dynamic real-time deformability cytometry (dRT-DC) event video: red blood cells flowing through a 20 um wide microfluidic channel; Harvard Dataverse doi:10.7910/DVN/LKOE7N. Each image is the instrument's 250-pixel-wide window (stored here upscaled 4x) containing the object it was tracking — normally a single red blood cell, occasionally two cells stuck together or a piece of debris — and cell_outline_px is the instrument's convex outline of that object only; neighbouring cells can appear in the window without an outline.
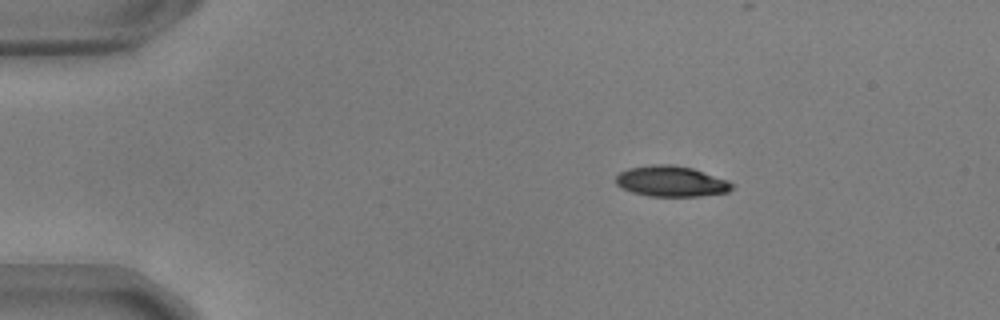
{"species": "common noctule bat (a hibernating species)", "species_latin": "Nyctalus noctula", "temperature_condition": "warm", "stored_images_in_passage": 46, "camera_frame_rate_fps": 3000, "um_per_image_px": 0.085, "animal": {"sex": "male", "body_mass_g": 17.9, "forearm_length_mm": 54.2}, "frame": {"image": 1, "passage_image": 1, "time_ms": 0.0, "image_size_px": [1000, 320], "cell_outline_px": [[736, 188], [728, 192], [700, 196], [648, 196], [632, 192], [620, 188], [616, 184], [616, 176], [620, 172], [628, 168], [652, 164], [672, 164], [692, 168], [728, 180], [736, 184]], "centroid_in_image_um": [57.08, 15.41], "position_along_channel_um": 27.9, "area_um2": 21.04}}
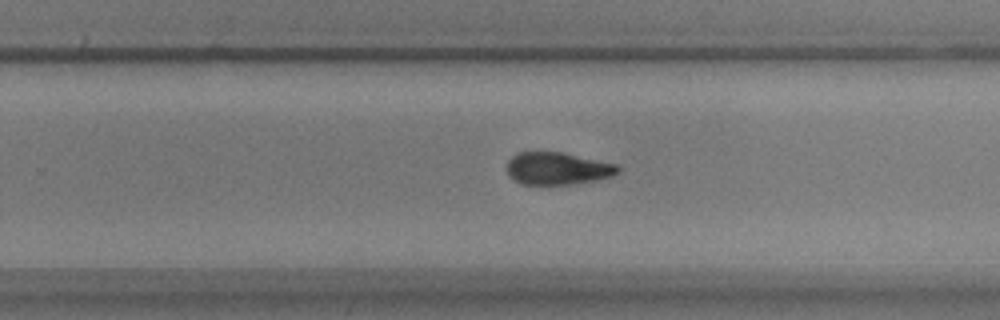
{"frame": {"image": 2, "passage_image": 27, "time_ms": 8.667, "image_size_px": [1000, 320], "cell_outline_px": [[620, 172], [612, 176], [596, 180], [568, 184], [520, 184], [512, 180], [508, 176], [508, 160], [516, 152], [564, 152], [616, 164], [620, 168]], "centroid_in_image_um": [47.37, 14.31], "position_along_channel_um": 282.4, "area_um2": 21.04}}
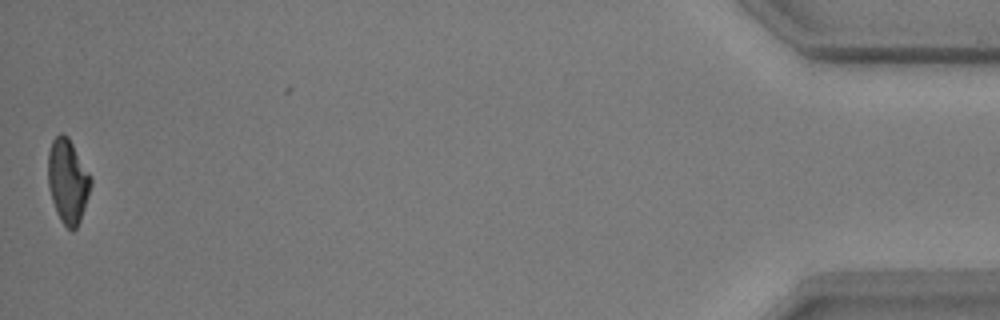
{"frame": {"image": 3, "passage_image": 46, "time_ms": 15.0, "image_size_px": [1000, 320], "cell_outline_px": [[92, 184], [80, 220], [76, 228], [72, 232], [60, 220], [56, 212], [48, 188], [48, 152], [52, 140], [60, 132], [68, 136], [92, 176]], "centroid_in_image_um": [5.76, 15.37], "position_along_channel_um": 429.4, "area_um2": 21.15}, "authors_computed_cell_mechanics": {"area_um2": 21.7328, "velocity_mm_per_s": 3.7031, "shape_relaxation_time_tau1_ms": 2.7893, "shape_relaxation_time_tau2_ms": 4.5313, "deformation_change_tau1": 0.166, "deformation_change_tau2": 0.1201}}